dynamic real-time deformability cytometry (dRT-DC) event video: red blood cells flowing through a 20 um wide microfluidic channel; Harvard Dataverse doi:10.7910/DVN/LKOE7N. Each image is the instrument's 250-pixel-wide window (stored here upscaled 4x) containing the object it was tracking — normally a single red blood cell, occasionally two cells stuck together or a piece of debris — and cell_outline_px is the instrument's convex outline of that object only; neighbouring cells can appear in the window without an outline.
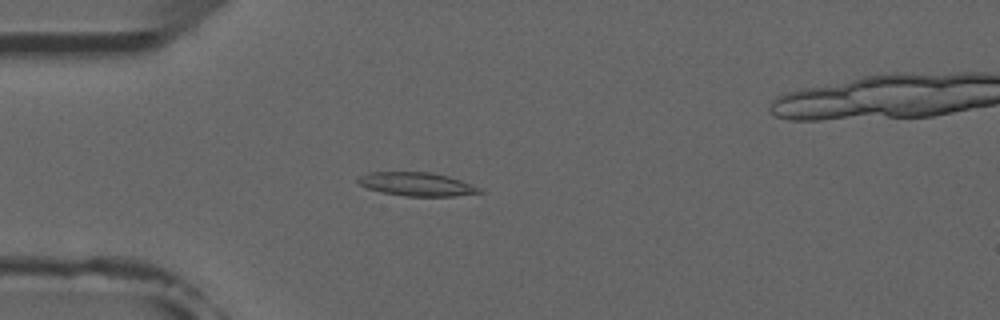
{"species": "common noctule bat (a hibernating species)", "species_latin": "Nyctalus noctula", "temperature_condition": "room temperature", "stored_images_in_passage": 5, "camera_frame_rate_fps": 3000, "um_per_image_px": 0.085, "animal": {"sex": "male", "forearm_length_mm": 52.5}, "frame": {"image": 1, "passage_image": 4, "time_ms": 3.667, "image_size_px": [1000, 320], "cell_outline_px": [[484, 192], [452, 196], [404, 196], [380, 192], [368, 188], [360, 184], [356, 180], [360, 176], [372, 172], [432, 172], [448, 176], [460, 180], [480, 188]], "centroid_in_image_um": [35.42, 15.65], "position_along_channel_um": 49.6, "area_um2": 16.53}}